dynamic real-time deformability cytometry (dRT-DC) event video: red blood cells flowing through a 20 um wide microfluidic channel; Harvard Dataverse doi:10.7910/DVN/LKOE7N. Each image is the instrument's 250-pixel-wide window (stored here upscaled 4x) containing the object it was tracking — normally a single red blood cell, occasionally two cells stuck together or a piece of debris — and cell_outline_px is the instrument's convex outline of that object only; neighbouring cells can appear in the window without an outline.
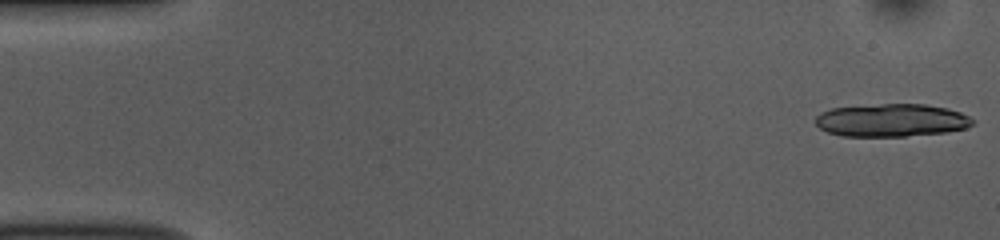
{"species": "common noctule bat (a hibernating species)", "species_latin": "Nyctalus noctula", "temperature_condition": "room temperature", "stored_images_in_passage": 17, "camera_frame_rate_fps": 3000, "um_per_image_px": 0.085, "animal": {"sex": "female", "body_mass_g": 10.0, "forearm_length_mm": 53.1}, "frame": {"image": 1, "passage_image": 1, "time_ms": 0.0, "image_size_px": [1000, 240], "cell_outline_px": [[976, 120], [972, 124], [964, 128], [948, 132], [904, 136], [840, 136], [828, 132], [820, 128], [816, 124], [816, 116], [820, 112], [832, 108], [880, 104], [924, 104], [948, 108], [960, 112]], "centroid_in_image_um": [75.78, 10.22], "position_along_channel_um": 9.2, "area_um2": 30.11}}